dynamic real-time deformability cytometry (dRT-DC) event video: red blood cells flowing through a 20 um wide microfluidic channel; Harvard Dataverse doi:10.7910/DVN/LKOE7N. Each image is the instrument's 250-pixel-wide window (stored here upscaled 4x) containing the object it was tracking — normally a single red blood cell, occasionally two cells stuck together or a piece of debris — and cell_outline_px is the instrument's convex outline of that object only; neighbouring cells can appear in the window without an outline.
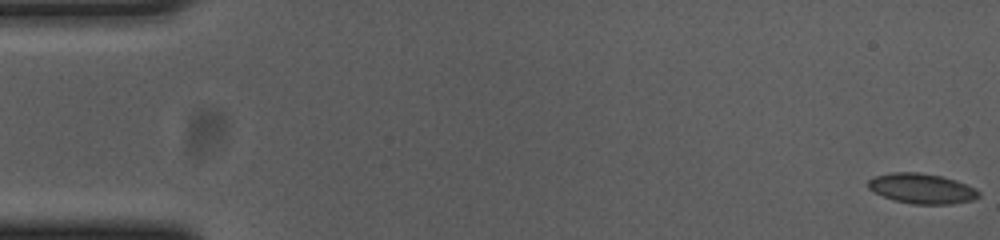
{"species": "common noctule bat (a hibernating species)", "species_latin": "Nyctalus noctula", "temperature_condition": "cold", "stored_images_in_passage": 54, "camera_frame_rate_fps": 3000, "um_per_image_px": 0.085, "animal": {"sex": "female", "body_mass_g": 23.0, "forearm_length_mm": 53.4}, "frame": {"image": 1, "passage_image": 1, "time_ms": 0.0, "image_size_px": [1000, 240], "cell_outline_px": [[980, 196], [972, 200], [952, 204], [912, 204], [892, 200], [868, 188], [868, 180], [876, 176], [892, 172], [920, 172], [940, 176], [956, 180], [976, 188], [980, 192]], "centroid_in_image_um": [78.38, 16.03], "position_along_channel_um": 6.6, "area_um2": 19.42}}
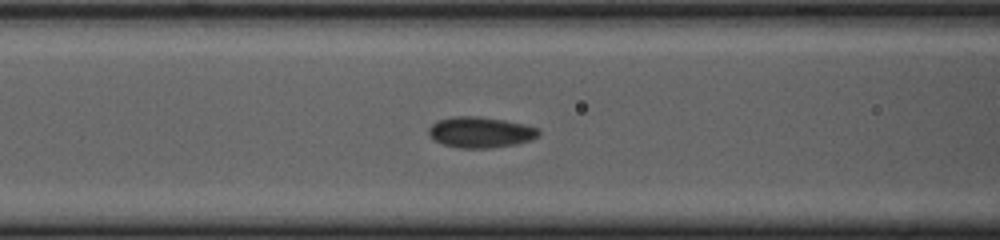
{"frame": {"image": 2, "passage_image": 23, "time_ms": 7.333, "image_size_px": [1000, 240], "cell_outline_px": [[540, 132], [532, 140], [516, 144], [492, 148], [460, 148], [444, 144], [432, 140], [428, 136], [428, 128], [436, 120], [452, 116], [476, 116], [504, 120], [524, 124], [540, 128]], "centroid_in_image_um": [40.81, 11.24], "position_along_channel_um": 125.8, "area_um2": 20.0}}
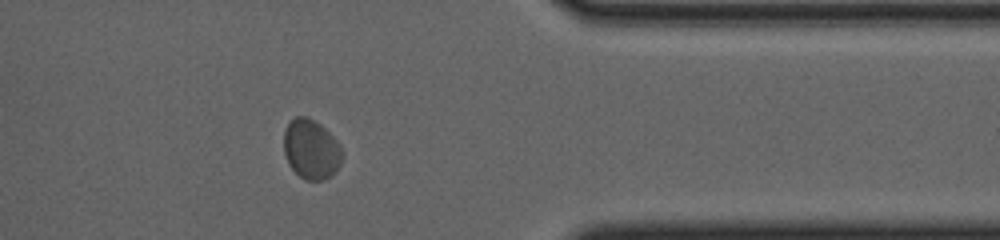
{"frame": {"image": 3, "passage_image": 46, "time_ms": 15.0, "image_size_px": [1000, 240], "cell_outline_px": [[344, 156], [336, 172], [332, 176], [324, 180], [304, 180], [288, 164], [284, 152], [284, 132], [288, 124], [296, 116], [304, 116], [320, 124], [340, 144], [344, 152]], "centroid_in_image_um": [26.48, 12.72], "position_along_channel_um": 384.9, "area_um2": 20.4}}